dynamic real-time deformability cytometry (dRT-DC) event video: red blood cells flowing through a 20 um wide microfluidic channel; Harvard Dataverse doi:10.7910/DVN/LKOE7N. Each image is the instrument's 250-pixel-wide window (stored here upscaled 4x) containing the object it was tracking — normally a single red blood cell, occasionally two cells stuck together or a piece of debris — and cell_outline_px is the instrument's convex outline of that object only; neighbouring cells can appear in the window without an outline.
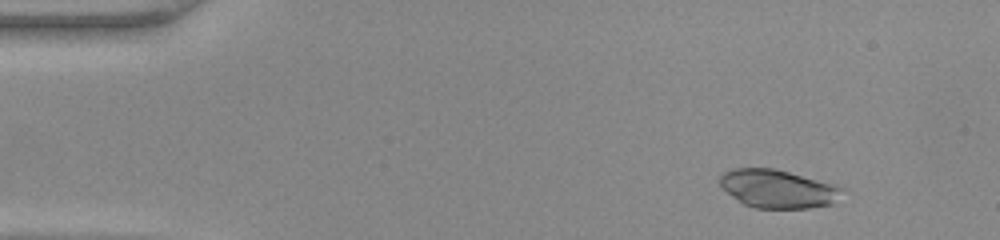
{"species": "common noctule bat (a hibernating species)", "species_latin": "Nyctalus noctula", "temperature_condition": "warm", "stored_images_in_passage": 15, "camera_frame_rate_fps": 3000, "um_per_image_px": 0.085, "animal": {"sex": "female", "body_mass_g": 22.0, "forearm_length_mm": 56.7}, "frame": {"image": 1, "passage_image": 5, "time_ms": 1.333, "image_size_px": [1000, 240], "cell_outline_px": [[844, 188], [832, 204], [808, 208], [756, 208], [744, 204], [720, 188], [720, 176], [724, 172], [732, 168], [772, 168], [836, 184]], "centroid_in_image_um": [66.08, 16.04], "position_along_channel_um": 18.9, "area_um2": 27.17}}